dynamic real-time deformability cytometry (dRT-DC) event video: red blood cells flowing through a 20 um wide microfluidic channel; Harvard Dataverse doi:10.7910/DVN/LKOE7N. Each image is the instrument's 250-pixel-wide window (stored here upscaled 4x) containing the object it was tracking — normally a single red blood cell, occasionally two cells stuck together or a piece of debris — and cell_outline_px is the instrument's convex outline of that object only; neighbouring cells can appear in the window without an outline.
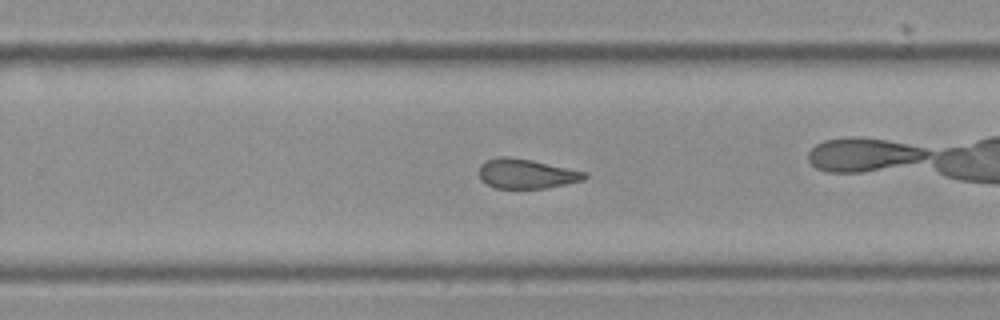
{"species": "Egyptian fruit bat (a non-hibernating species)", "species_latin": "Rousettus aegyptiacus", "temperature_condition": "cold", "stored_images_in_passage": 49, "camera_frame_rate_fps": 3000, "um_per_image_px": 0.085, "frame": {"image": 1, "passage_image": 28, "time_ms": 9.0, "image_size_px": [1000, 320], "cell_outline_px": [[588, 176], [584, 180], [548, 188], [496, 188], [480, 180], [480, 164], [484, 160], [496, 156], [508, 156], [532, 160], [588, 172]], "centroid_in_image_um": [44.75, 14.75], "position_along_channel_um": 285.1, "area_um2": 18.44}, "authors_computed_cell_mechanics": {"area_um2": 19.3052, "velocity_mm_per_s": 3.5144, "shape_relaxation_time_tau1_ms": null, "shape_relaxation_time_tau2_ms": 2.9851, "deformation_change_tau1": null, "deformation_change_tau2": 0.0858}}